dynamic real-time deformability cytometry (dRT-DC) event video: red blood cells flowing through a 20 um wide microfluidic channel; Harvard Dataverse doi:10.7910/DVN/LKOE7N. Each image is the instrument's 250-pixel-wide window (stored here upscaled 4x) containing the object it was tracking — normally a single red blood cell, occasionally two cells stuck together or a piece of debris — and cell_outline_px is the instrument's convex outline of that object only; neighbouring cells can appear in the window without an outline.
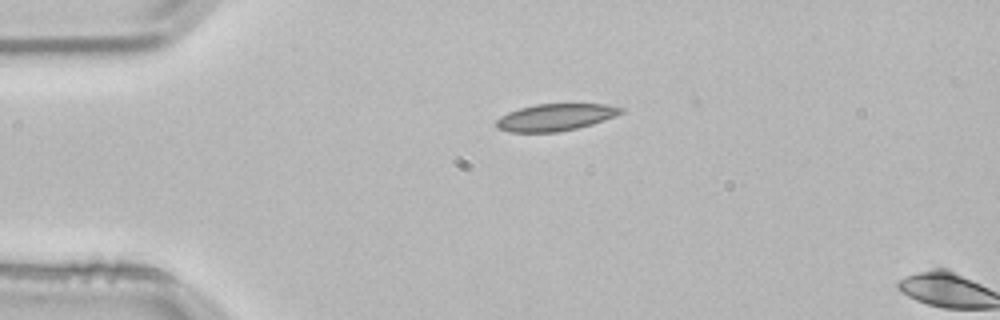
{"species": "common noctule bat (a hibernating species)", "species_latin": "Nyctalus noctula", "temperature_condition": "room temperature", "stored_images_in_passage": 3, "camera_frame_rate_fps": 3000, "um_per_image_px": 0.085, "animal": {"sex": "male", "body_mass_g": 21.5, "forearm_length_mm": 52.0}, "frame": {"image": 1, "passage_image": 2, "time_ms": 0.333, "image_size_px": [1000, 320], "cell_outline_px": [[624, 112], [616, 116], [592, 124], [576, 128], [556, 132], [508, 132], [496, 128], [496, 120], [500, 116], [508, 112], [520, 108], [536, 104], [604, 104], [624, 108]], "centroid_in_image_um": [47.2, 9.97], "position_along_channel_um": 37.8, "area_um2": 19.59}}